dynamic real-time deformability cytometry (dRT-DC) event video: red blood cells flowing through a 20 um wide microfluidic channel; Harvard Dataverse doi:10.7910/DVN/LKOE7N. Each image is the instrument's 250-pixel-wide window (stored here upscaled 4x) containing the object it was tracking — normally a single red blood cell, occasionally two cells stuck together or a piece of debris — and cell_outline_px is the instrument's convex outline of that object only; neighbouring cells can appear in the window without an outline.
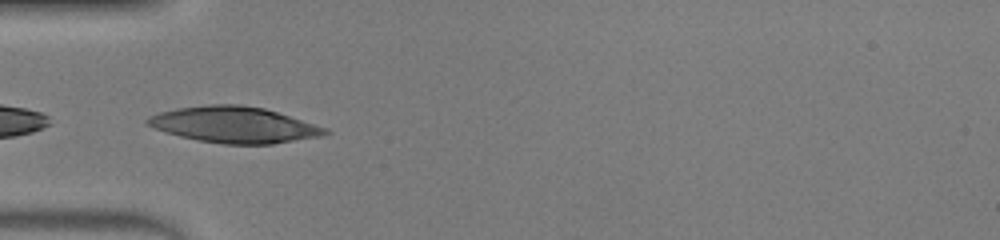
{"species": "human", "species_latin": "Homo sapiens", "temperature_condition": "warm", "stored_images_in_passage": 10, "camera_frame_rate_fps": 3000, "um_per_image_px": 0.085, "donor": {"sex": "male"}, "frame": {"image": 1, "passage_image": 4, "time_ms": 1.0, "image_size_px": [1000, 240], "cell_outline_px": [[332, 132], [324, 136], [272, 144], [224, 144], [196, 140], [180, 136], [144, 124], [144, 120], [148, 116], [160, 112], [176, 108], [212, 104], [240, 104], [264, 108], [328, 128]], "centroid_in_image_um": [19.92, 10.6], "position_along_channel_um": 65.1, "area_um2": 37.45}}
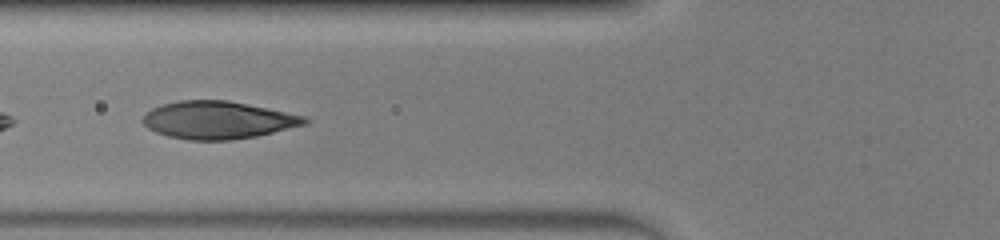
{"frame": {"image": 2, "passage_image": 7, "time_ms": 2.0, "image_size_px": [1000, 240], "cell_outline_px": [[312, 120], [308, 124], [256, 136], [232, 140], [188, 140], [168, 136], [156, 132], [148, 128], [140, 120], [144, 112], [160, 104], [180, 100], [228, 100], [308, 116]], "centroid_in_image_um": [18.53, 10.2], "position_along_channel_um": 107.3, "area_um2": 35.95}}